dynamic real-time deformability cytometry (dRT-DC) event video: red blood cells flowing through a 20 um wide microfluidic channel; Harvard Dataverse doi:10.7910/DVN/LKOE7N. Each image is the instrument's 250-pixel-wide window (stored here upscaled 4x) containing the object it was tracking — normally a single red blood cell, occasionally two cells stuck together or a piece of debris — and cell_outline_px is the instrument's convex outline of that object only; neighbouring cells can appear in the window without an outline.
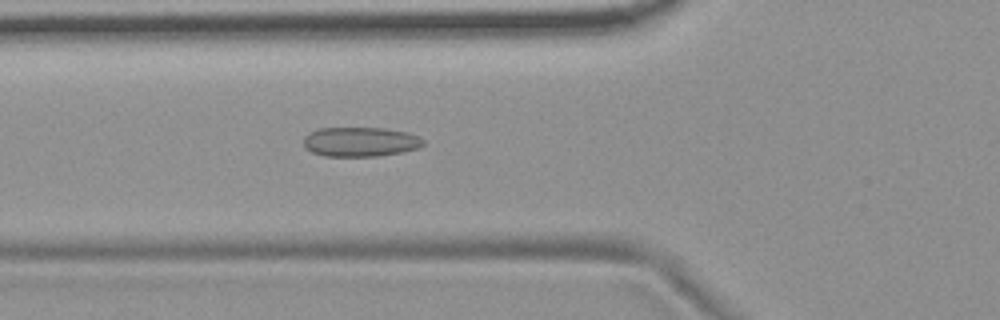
{"species": "common noctule bat (a hibernating species)", "species_latin": "Nyctalus noctula", "temperature_condition": "room temperature", "stored_images_in_passage": 54, "camera_frame_rate_fps": 3000, "um_per_image_px": 0.085, "animal": {"sex": "female", "body_mass_g": 19.9}, "frame": {"image": 1, "passage_image": 20, "time_ms": 6.333, "image_size_px": [1000, 320], "cell_outline_px": [[424, 144], [420, 148], [380, 156], [324, 156], [312, 152], [304, 148], [304, 136], [308, 132], [320, 128], [384, 128], [408, 132], [420, 136], [424, 140]], "centroid_in_image_um": [30.63, 12.05], "position_along_channel_um": 95.2, "area_um2": 20.81}}
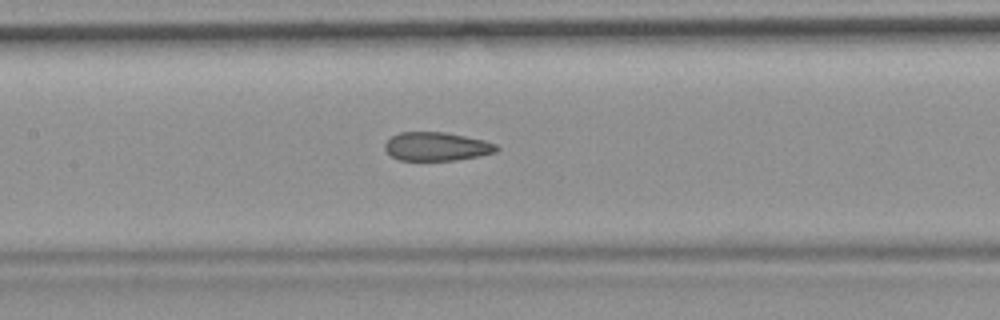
{"frame": {"image": 2, "passage_image": 26, "time_ms": 8.333, "image_size_px": [1000, 320], "cell_outline_px": [[500, 148], [496, 152], [480, 156], [456, 160], [400, 160], [392, 156], [384, 148], [384, 144], [392, 136], [400, 132], [444, 132], [484, 140], [496, 144]], "centroid_in_image_um": [37.13, 12.45], "position_along_channel_um": 170.3, "area_um2": 18.55}}
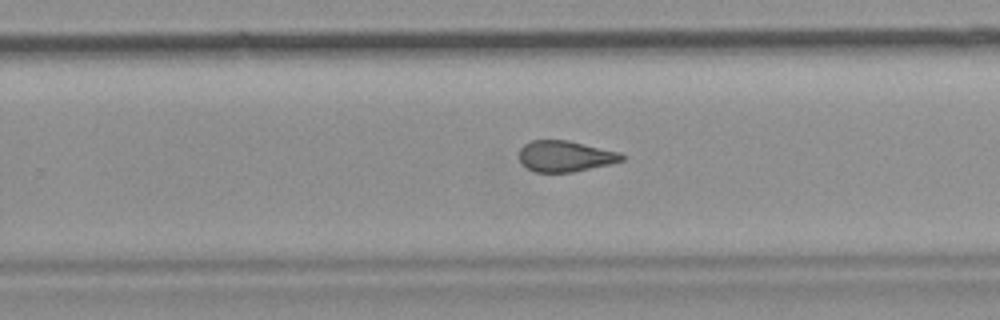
{"frame": {"image": 3, "passage_image": 35, "time_ms": 11.333, "image_size_px": [1000, 320], "cell_outline_px": [[624, 160], [612, 164], [572, 172], [536, 172], [528, 168], [520, 160], [520, 148], [524, 144], [532, 140], [568, 140], [620, 152], [624, 156]], "centroid_in_image_um": [48.07, 13.27], "position_along_channel_um": 281.7, "area_um2": 18.5}, "authors_computed_cell_mechanics": {"area_um2": 20.0277, "velocity_mm_per_s": 3.7372, "shape_relaxation_time_tau1_ms": null, "shape_relaxation_time_tau2_ms": 2.1226, "deformation_change_tau1": null, "deformation_change_tau2": 0.0843}}